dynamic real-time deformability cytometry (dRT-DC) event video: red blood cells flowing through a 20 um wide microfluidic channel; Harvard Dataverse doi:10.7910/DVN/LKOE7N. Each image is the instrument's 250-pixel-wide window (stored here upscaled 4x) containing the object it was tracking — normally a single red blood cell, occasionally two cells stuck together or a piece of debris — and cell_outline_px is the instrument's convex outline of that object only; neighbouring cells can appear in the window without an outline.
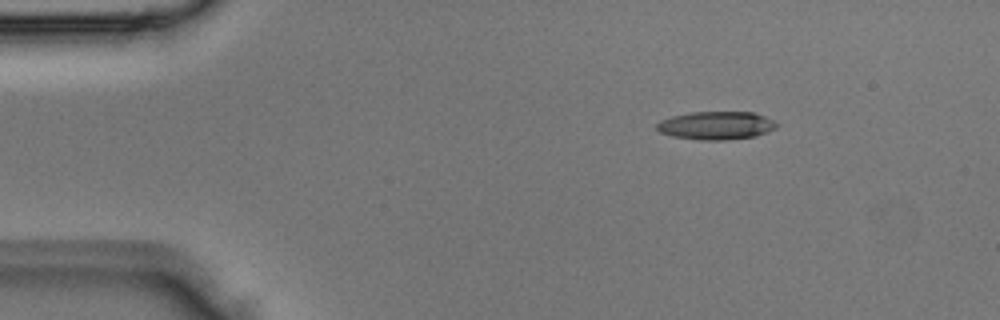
{"species": "Egyptian fruit bat (a non-hibernating species)", "species_latin": "Rousettus aegyptiacus", "temperature_condition": "room temperature", "stored_images_in_passage": 3, "camera_frame_rate_fps": 3000, "um_per_image_px": 0.085, "animal": {"sex": "male"}, "frame": {"image": 1, "passage_image": 1, "time_ms": 0.0, "image_size_px": [1000, 320], "cell_outline_px": [[780, 124], [776, 128], [756, 136], [728, 140], [700, 140], [672, 136], [660, 132], [656, 128], [656, 124], [660, 120], [672, 116], [692, 112], [752, 112], [776, 120]], "centroid_in_image_um": [60.9, 10.67], "position_along_channel_um": 24.1, "area_um2": 19.83}}